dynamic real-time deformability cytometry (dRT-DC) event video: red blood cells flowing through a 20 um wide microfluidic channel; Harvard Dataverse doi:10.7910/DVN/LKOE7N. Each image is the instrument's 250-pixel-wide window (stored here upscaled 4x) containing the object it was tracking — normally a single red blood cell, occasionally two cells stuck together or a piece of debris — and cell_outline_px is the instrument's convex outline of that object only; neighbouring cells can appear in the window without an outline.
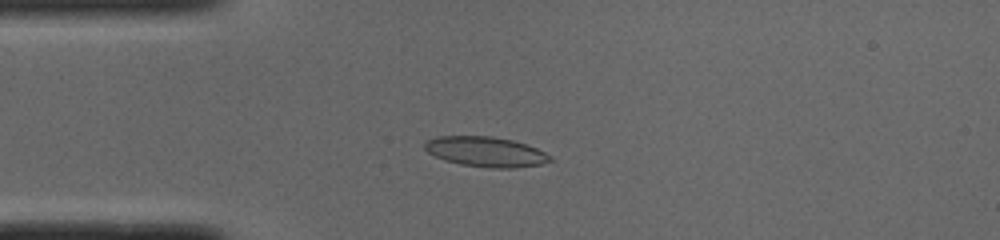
{"species": "common noctule bat (a hibernating species)", "species_latin": "Nyctalus noctula", "temperature_condition": "cold", "stored_images_in_passage": 38, "camera_frame_rate_fps": 3000, "um_per_image_px": 0.085, "animal": {"sex": "male", "body_mass_g": 19.0, "forearm_length_mm": 50.8}, "frame": {"image": 1, "passage_image": 1, "time_ms": 0.0, "image_size_px": [1000, 240], "cell_outline_px": [[552, 160], [540, 164], [516, 168], [492, 168], [460, 164], [444, 160], [428, 152], [424, 148], [424, 140], [440, 136], [492, 136], [512, 140], [536, 148], [552, 156]], "centroid_in_image_um": [41.26, 12.9], "position_along_channel_um": 43.7, "area_um2": 21.91}}
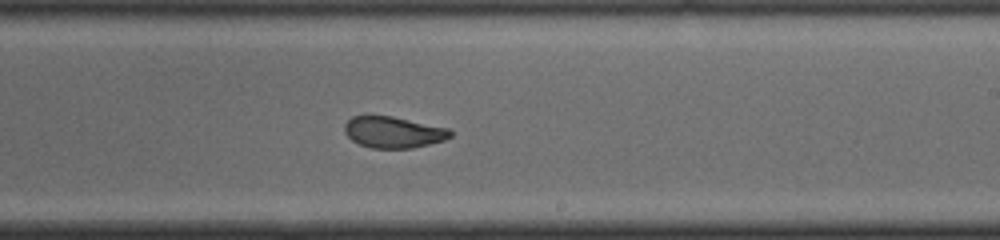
{"frame": {"image": 2, "passage_image": 18, "time_ms": 5.667, "image_size_px": [1000, 240], "cell_outline_px": [[452, 136], [444, 140], [412, 148], [372, 148], [360, 144], [352, 140], [344, 132], [344, 124], [352, 116], [392, 116], [448, 128], [452, 132]], "centroid_in_image_um": [33.43, 11.24], "position_along_channel_um": 255.6, "area_um2": 19.19}}
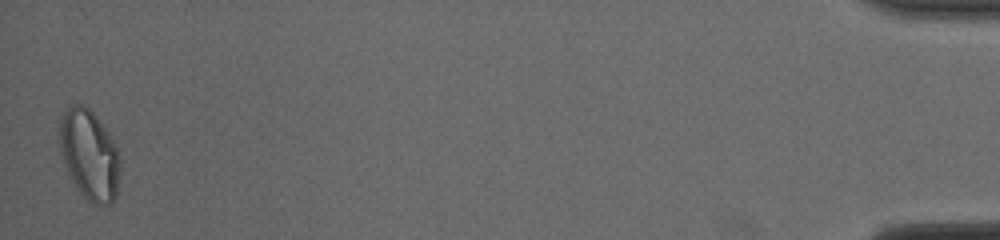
{"frame": {"image": 3, "passage_image": 38, "time_ms": 12.333, "image_size_px": [1000, 240], "cell_outline_px": [[120, 172], [116, 196], [108, 204], [96, 204], [88, 200], [80, 192], [68, 176], [60, 152], [56, 132], [60, 120], [64, 112], [72, 104], [84, 104], [92, 112], [108, 132], [120, 156]], "centroid_in_image_um": [7.55, 13.14], "position_along_channel_um": 427.6, "area_um2": 32.02}, "authors_computed_cell_mechanics": {"area_um2": 21.2704, "velocity_mm_per_s": 4.0038, "shape_relaxation_time_tau1_ms": 5.8788, "shape_relaxation_time_tau2_ms": 1.2229, "deformation_change_tau1": 0.1714, "deformation_change_tau2": 0.0625}}